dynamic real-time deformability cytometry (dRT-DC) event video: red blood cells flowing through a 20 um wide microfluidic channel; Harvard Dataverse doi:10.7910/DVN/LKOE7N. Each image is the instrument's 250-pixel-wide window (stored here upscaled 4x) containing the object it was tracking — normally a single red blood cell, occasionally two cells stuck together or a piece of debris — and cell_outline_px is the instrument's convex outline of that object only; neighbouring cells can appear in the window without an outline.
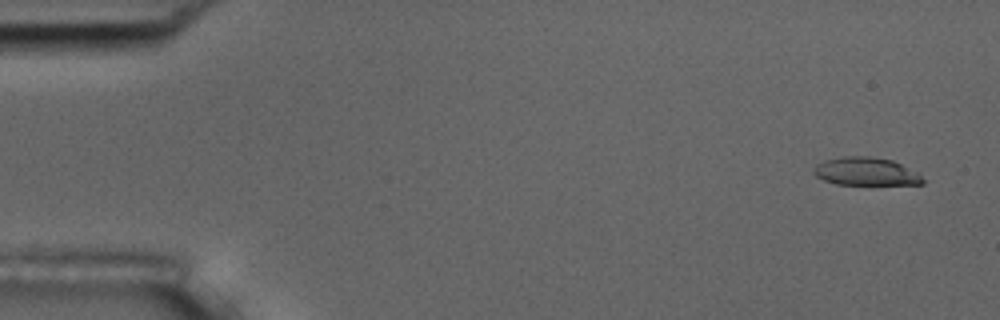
{"species": "common noctule bat (a hibernating species)", "species_latin": "Nyctalus noctula", "temperature_condition": "room temperature", "stored_images_in_passage": 13, "camera_frame_rate_fps": 3000, "um_per_image_px": 0.085, "animal": {"sex": "male", "body_mass_g": 17.5, "forearm_length_mm": 52.3}, "frame": {"image": 1, "passage_image": 3, "time_ms": 0.667, "image_size_px": [1000, 320], "cell_outline_px": [[924, 184], [836, 184], [824, 180], [816, 176], [812, 172], [816, 164], [824, 160], [844, 156], [868, 156], [892, 160], [916, 172], [924, 180]], "centroid_in_image_um": [73.55, 14.57], "position_along_channel_um": 11.4, "area_um2": 17.63}}